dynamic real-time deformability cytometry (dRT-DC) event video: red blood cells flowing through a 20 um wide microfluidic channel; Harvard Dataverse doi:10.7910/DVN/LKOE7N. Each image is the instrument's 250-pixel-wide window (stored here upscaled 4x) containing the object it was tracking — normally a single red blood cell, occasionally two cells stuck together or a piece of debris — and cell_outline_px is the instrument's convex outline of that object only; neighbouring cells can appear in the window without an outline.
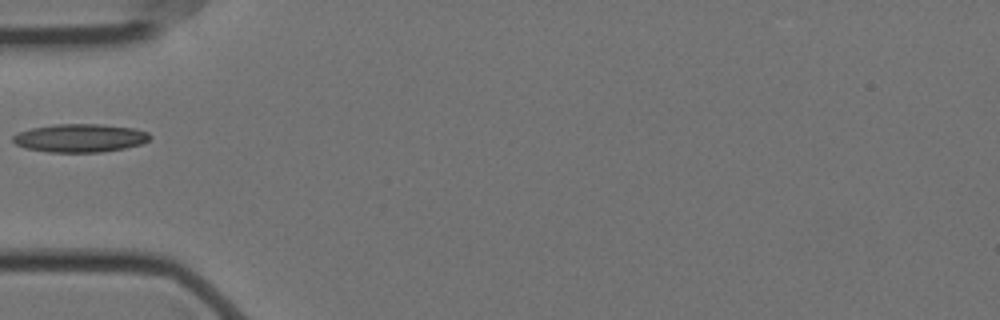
{"species": "Egyptian fruit bat (a non-hibernating species)", "species_latin": "Rousettus aegyptiacus", "temperature_condition": "cold", "stored_images_in_passage": 39, "camera_frame_rate_fps": 3000, "um_per_image_px": 0.085, "animal": {"sex": "female"}, "frame": {"image": 1, "passage_image": 1, "time_ms": 0.0, "image_size_px": [1000, 320], "cell_outline_px": [[152, 136], [148, 140], [140, 144], [124, 148], [100, 152], [48, 152], [24, 148], [16, 144], [12, 140], [12, 136], [16, 132], [32, 128], [52, 124], [100, 124], [136, 128], [148, 132]], "centroid_in_image_um": [6.78, 11.72], "position_along_channel_um": 78.2, "area_um2": 22.72}}
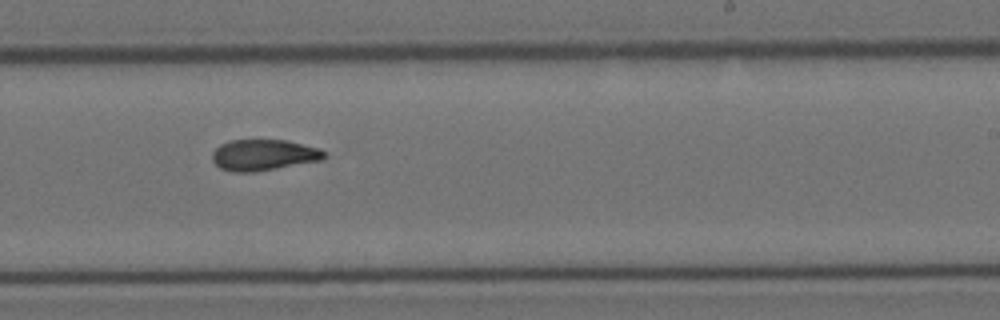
{"frame": {"image": 2, "passage_image": 17, "time_ms": 5.333, "image_size_px": [1000, 320], "cell_outline_px": [[328, 156], [324, 160], [256, 172], [232, 172], [220, 168], [212, 160], [212, 152], [220, 144], [232, 140], [288, 140], [320, 148]], "centroid_in_image_um": [22.44, 13.18], "position_along_channel_um": 266.6, "area_um2": 20.58}}
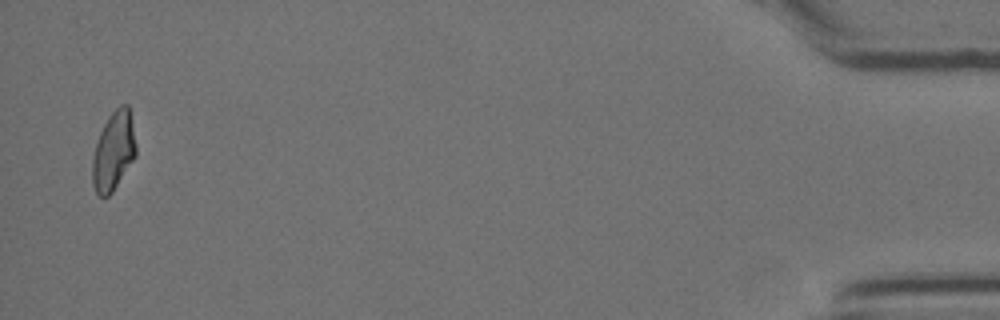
{"frame": {"image": 3, "passage_image": 38, "time_ms": 12.333, "image_size_px": [1000, 320], "cell_outline_px": [[136, 156], [112, 192], [108, 196], [100, 196], [96, 192], [92, 184], [92, 160], [96, 144], [100, 132], [108, 116], [120, 104], [128, 104], [136, 144]], "centroid_in_image_um": [9.65, 12.84], "position_along_channel_um": 425.6, "area_um2": 19.88}}